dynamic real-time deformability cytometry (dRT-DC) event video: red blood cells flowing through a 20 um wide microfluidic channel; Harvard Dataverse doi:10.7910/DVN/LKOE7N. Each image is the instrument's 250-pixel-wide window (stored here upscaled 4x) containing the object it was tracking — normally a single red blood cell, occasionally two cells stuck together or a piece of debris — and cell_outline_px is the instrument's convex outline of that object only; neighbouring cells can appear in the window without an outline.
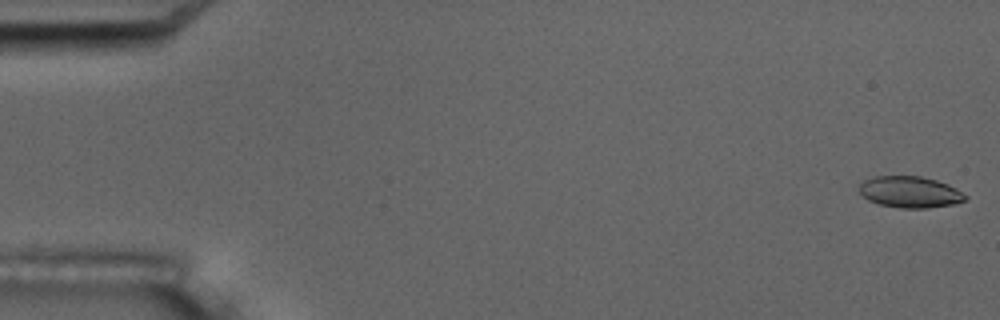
{"species": "common noctule bat (a hibernating species)", "species_latin": "Nyctalus noctula", "temperature_condition": "room temperature", "stored_images_in_passage": 6, "camera_frame_rate_fps": 3000, "um_per_image_px": 0.085, "animal": {"sex": "male", "body_mass_g": 17.5, "forearm_length_mm": 52.3}, "frame": {"image": 1, "passage_image": 1, "time_ms": 0.0, "image_size_px": [1000, 320], "cell_outline_px": [[968, 196], [964, 200], [956, 204], [928, 208], [900, 208], [880, 204], [868, 200], [860, 192], [860, 184], [864, 180], [872, 176], [920, 176], [936, 180], [948, 184], [956, 188]], "centroid_in_image_um": [77.37, 16.32], "position_along_channel_um": 7.6, "area_um2": 19.42}}
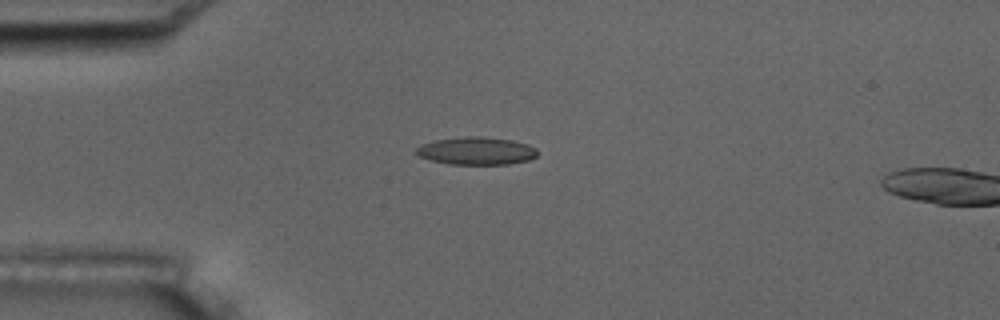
{"frame": {"image": 2, "passage_image": 6, "time_ms": 7.667, "image_size_px": [1000, 320], "cell_outline_px": [[536, 156], [528, 160], [508, 164], [448, 164], [428, 160], [412, 152], [420, 144], [436, 140], [464, 136], [480, 136], [512, 140], [528, 144], [536, 148]], "centroid_in_image_um": [40.44, 12.82], "position_along_channel_um": 44.6, "area_um2": 19.71}}